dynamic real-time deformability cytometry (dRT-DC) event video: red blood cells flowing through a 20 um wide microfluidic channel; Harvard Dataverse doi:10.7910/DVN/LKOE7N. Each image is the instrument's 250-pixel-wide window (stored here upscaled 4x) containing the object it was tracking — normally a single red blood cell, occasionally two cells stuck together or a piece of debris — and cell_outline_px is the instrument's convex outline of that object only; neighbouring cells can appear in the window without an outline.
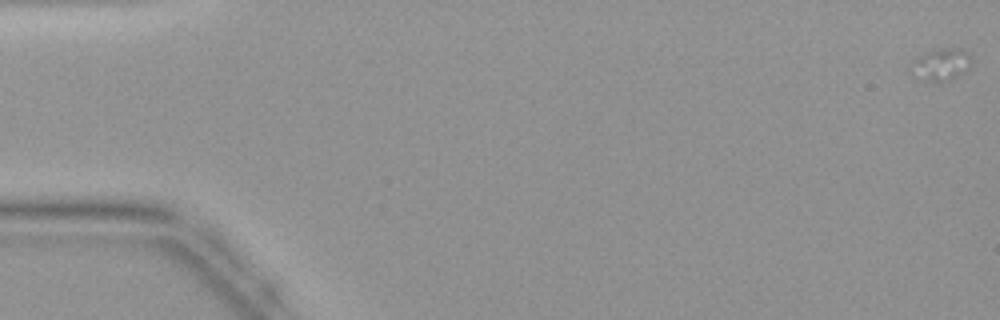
{"species": "common noctule bat (a hibernating species)", "species_latin": "Nyctalus noctula", "temperature_condition": "warm", "stored_images_in_passage": 14, "camera_frame_rate_fps": 3000, "um_per_image_px": 0.085, "animal": {"sex": "female", "body_mass_g": 19.9}, "frame": {"image": 1, "passage_image": 1, "time_ms": 0.0, "image_size_px": [1000, 320], "cell_outline_px": [[972, 64], [968, 68], [948, 80], [940, 84], [912, 76], [908, 72], [908, 68], [912, 60], [928, 52], [944, 48], [960, 48], [968, 52], [972, 60]], "centroid_in_image_um": [79.93, 5.5], "position_along_channel_um": 5.1, "area_um2": 11.5}}